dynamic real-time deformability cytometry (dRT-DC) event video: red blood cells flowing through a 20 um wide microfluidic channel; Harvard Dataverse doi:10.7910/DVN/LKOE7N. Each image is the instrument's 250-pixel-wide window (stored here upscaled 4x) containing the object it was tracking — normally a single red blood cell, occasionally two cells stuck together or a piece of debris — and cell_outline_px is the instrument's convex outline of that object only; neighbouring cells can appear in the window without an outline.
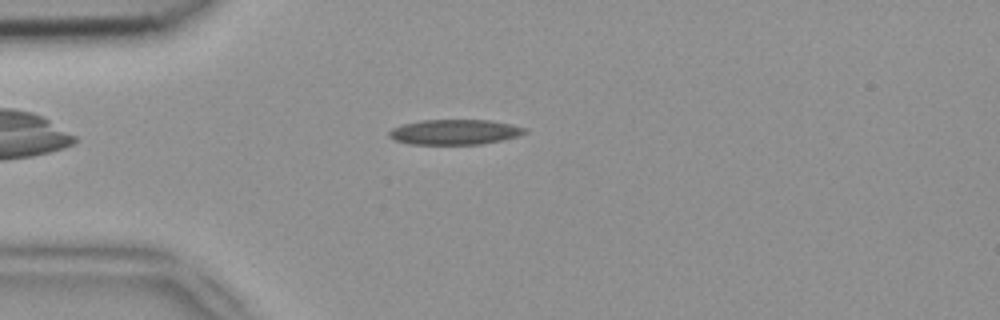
{"species": "common noctule bat (a hibernating species)", "species_latin": "Nyctalus noctula", "temperature_condition": "room temperature", "stored_images_in_passage": 45, "camera_frame_rate_fps": 3000, "um_per_image_px": 0.085, "animal": {"sex": "female", "body_mass_g": 18.4}, "frame": {"image": 1, "passage_image": 8, "time_ms": 2.333, "image_size_px": [1000, 320], "cell_outline_px": [[528, 132], [504, 140], [480, 144], [408, 144], [396, 140], [388, 136], [388, 132], [392, 128], [404, 124], [420, 120], [492, 120], [512, 124], [528, 128]], "centroid_in_image_um": [38.68, 11.22], "position_along_channel_um": 46.3, "area_um2": 20.0}}
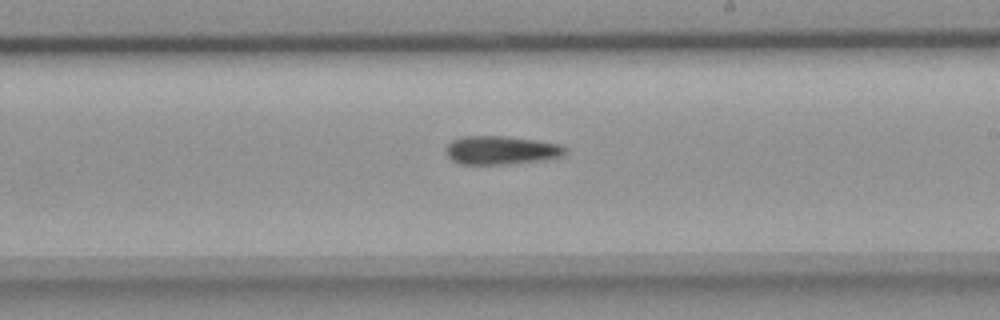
{"frame": {"image": 2, "passage_image": 24, "time_ms": 7.667, "image_size_px": [1000, 320], "cell_outline_px": [[568, 152], [560, 156], [544, 160], [508, 164], [460, 164], [452, 160], [444, 152], [444, 148], [452, 140], [464, 136], [504, 136], [536, 140], [560, 144], [568, 148]], "centroid_in_image_um": [42.59, 12.77], "position_along_channel_um": 246.4, "area_um2": 20.0}}
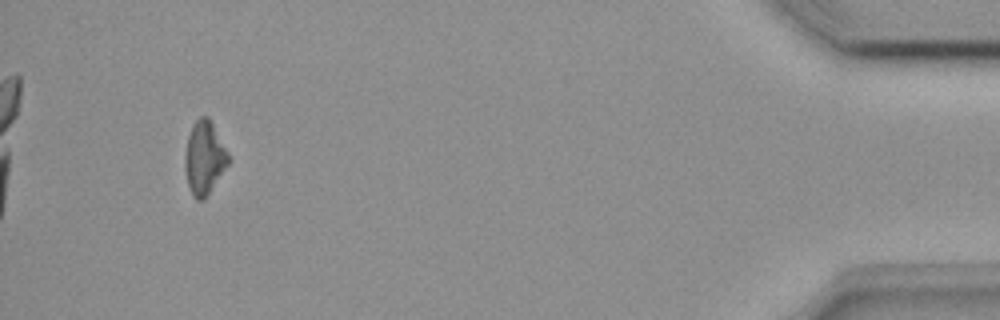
{"frame": {"image": 3, "passage_image": 42, "time_ms": 13.667, "image_size_px": [1000, 320], "cell_outline_px": [[232, 160], [208, 192], [200, 200], [196, 200], [192, 196], [188, 184], [184, 168], [184, 156], [188, 136], [192, 124], [200, 116], [208, 116], [228, 152]], "centroid_in_image_um": [17.36, 13.38], "position_along_channel_um": 417.8, "area_um2": 18.44}}